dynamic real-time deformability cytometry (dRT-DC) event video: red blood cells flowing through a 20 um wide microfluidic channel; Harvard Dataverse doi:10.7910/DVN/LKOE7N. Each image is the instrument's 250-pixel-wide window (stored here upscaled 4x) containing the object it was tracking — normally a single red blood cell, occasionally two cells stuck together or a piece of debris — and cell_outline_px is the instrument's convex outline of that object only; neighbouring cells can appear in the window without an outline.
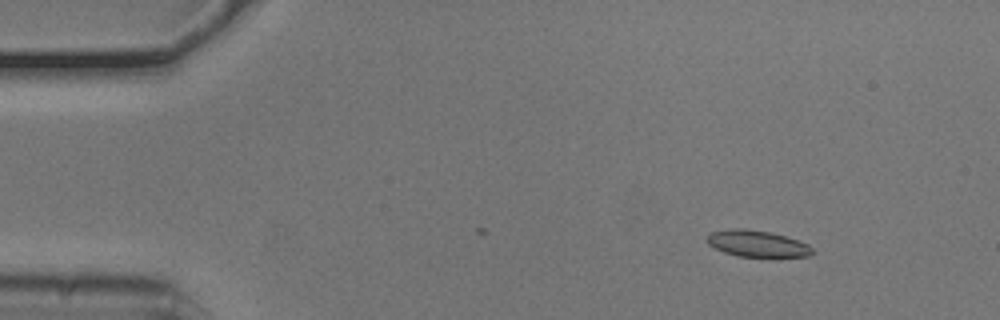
{"species": "common noctule bat (a hibernating species)", "species_latin": "Nyctalus noctula", "temperature_condition": "cold", "stored_images_in_passage": 30, "camera_frame_rate_fps": 3000, "um_per_image_px": 0.085, "animal": {"sex": "male", "body_mass_g": 20.5, "forearm_length_mm": 52.5}, "frame": {"image": 1, "passage_image": 1, "time_ms": 0.0, "image_size_px": [1000, 320], "cell_outline_px": [[812, 252], [808, 256], [736, 256], [724, 252], [708, 244], [704, 240], [708, 232], [728, 228], [744, 228], [768, 232], [784, 236], [808, 244], [812, 248]], "centroid_in_image_um": [64.25, 20.69], "position_along_channel_um": 20.8, "area_um2": 16.13}}
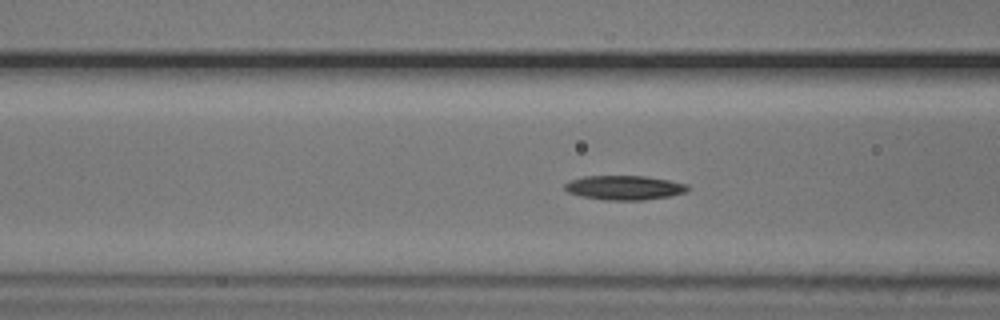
{"frame": {"image": 2, "passage_image": 15, "time_ms": 4.667, "image_size_px": [1000, 320], "cell_outline_px": [[692, 188], [688, 192], [668, 196], [644, 200], [604, 200], [580, 196], [568, 192], [564, 188], [564, 184], [572, 180], [584, 176], [644, 176], [668, 180], [688, 184]], "centroid_in_image_um": [53.11, 15.95], "position_along_channel_um": 113.5, "area_um2": 17.51}}
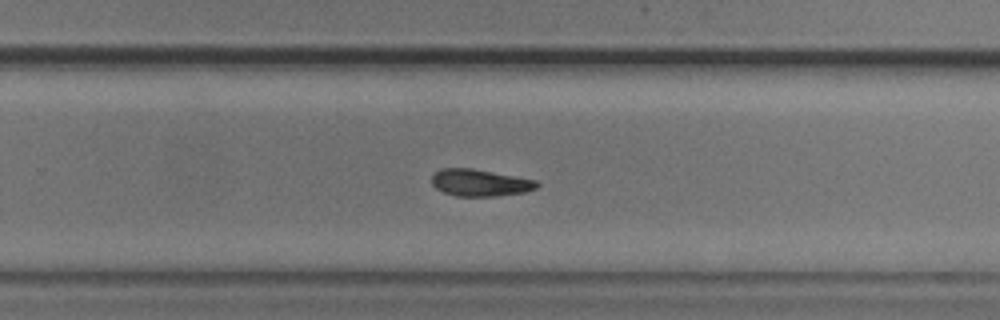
{"frame": {"image": 3, "passage_image": 29, "time_ms": 9.333, "image_size_px": [1000, 320], "cell_outline_px": [[540, 184], [536, 188], [524, 192], [496, 196], [456, 196], [444, 192], [436, 188], [432, 184], [432, 176], [440, 168], [472, 168], [536, 180]], "centroid_in_image_um": [40.79, 15.53], "position_along_channel_um": 289.0, "area_um2": 16.42}}